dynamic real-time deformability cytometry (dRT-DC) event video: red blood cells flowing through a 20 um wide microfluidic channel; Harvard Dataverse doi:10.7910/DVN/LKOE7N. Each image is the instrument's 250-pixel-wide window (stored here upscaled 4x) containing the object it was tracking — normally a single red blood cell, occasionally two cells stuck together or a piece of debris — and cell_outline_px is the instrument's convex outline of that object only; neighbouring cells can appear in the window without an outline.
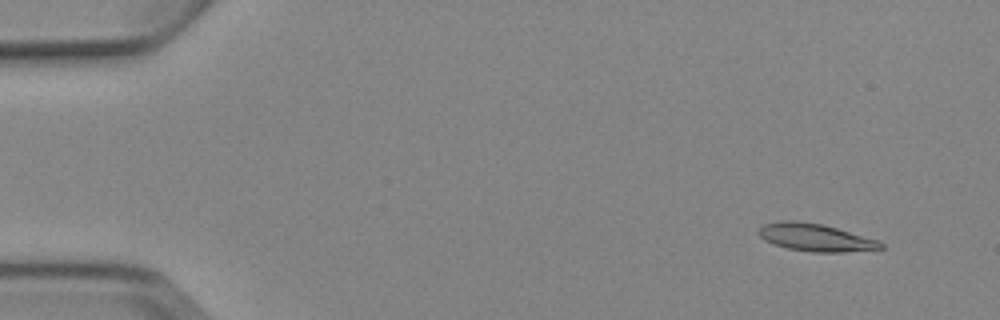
{"species": "Egyptian fruit bat (a non-hibernating species)", "species_latin": "Rousettus aegyptiacus", "temperature_condition": "cold", "stored_images_in_passage": 5, "camera_frame_rate_fps": 3000, "um_per_image_px": 0.085, "animal": {"sex": "female"}, "frame": {"image": 1, "passage_image": 2, "time_ms": 1.0, "image_size_px": [1000, 320], "cell_outline_px": [[884, 248], [844, 252], [812, 252], [788, 248], [764, 240], [756, 232], [764, 224], [780, 220], [796, 220], [824, 224], [876, 240], [884, 244]], "centroid_in_image_um": [69.28, 20.17], "position_along_channel_um": 15.7, "area_um2": 19.48}}